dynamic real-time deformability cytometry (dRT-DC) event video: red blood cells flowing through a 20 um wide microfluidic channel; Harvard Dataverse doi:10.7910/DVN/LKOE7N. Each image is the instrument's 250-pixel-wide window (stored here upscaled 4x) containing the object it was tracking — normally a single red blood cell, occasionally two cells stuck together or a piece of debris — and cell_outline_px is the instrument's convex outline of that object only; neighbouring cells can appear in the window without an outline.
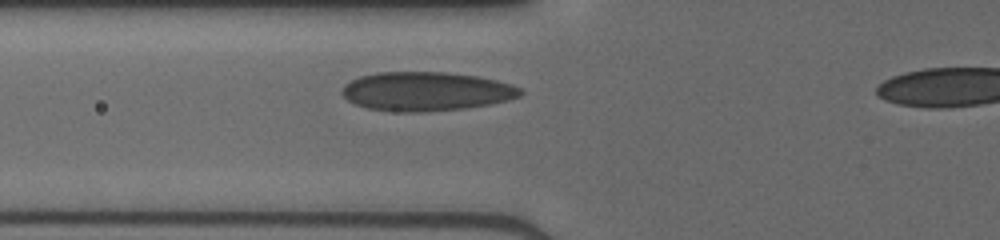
{"species": "human", "species_latin": "Homo sapiens", "temperature_condition": "cold", "stored_images_in_passage": 26, "camera_frame_rate_fps": 3000, "um_per_image_px": 0.085, "donor": {"sex": "male"}, "frame": {"image": 1, "passage_image": 3, "time_ms": 0.667, "image_size_px": [1000, 240], "cell_outline_px": [[524, 92], [520, 96], [508, 100], [488, 104], [464, 108], [416, 112], [404, 112], [368, 108], [356, 104], [348, 100], [340, 92], [344, 84], [360, 76], [376, 72], [448, 72], [476, 76], [496, 80], [512, 84], [520, 88]], "centroid_in_image_um": [36.22, 7.75], "position_along_channel_um": 89.6, "area_um2": 40.34}}
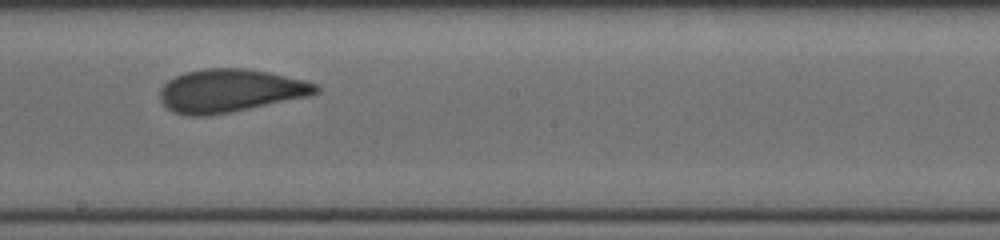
{"frame": {"image": 2, "passage_image": 13, "time_ms": 4.0, "image_size_px": [1000, 240], "cell_outline_px": [[320, 92], [308, 96], [228, 112], [204, 116], [188, 116], [172, 112], [160, 100], [160, 88], [168, 80], [184, 72], [204, 68], [248, 68], [268, 72], [304, 80], [316, 84], [320, 88]], "centroid_in_image_um": [19.53, 7.7], "position_along_channel_um": 228.7, "area_um2": 38.96}}
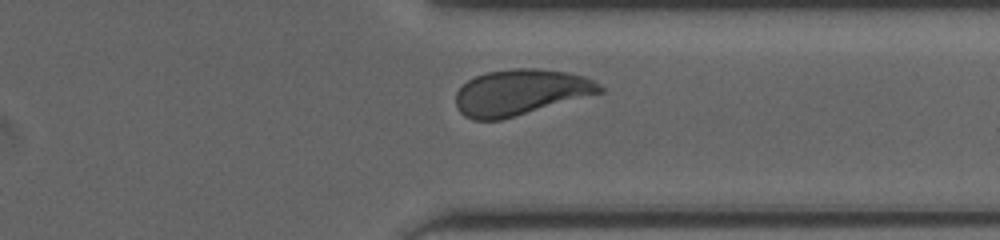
{"frame": {"image": 3, "passage_image": 23, "time_ms": 7.333, "image_size_px": [1000, 240], "cell_outline_px": [[604, 92], [500, 120], [472, 120], [464, 116], [456, 108], [456, 92], [468, 80], [476, 76], [488, 72], [512, 68], [540, 68], [568, 72], [584, 76], [600, 84], [604, 88]], "centroid_in_image_um": [44.24, 7.84], "position_along_channel_um": 367.2, "area_um2": 38.49}}